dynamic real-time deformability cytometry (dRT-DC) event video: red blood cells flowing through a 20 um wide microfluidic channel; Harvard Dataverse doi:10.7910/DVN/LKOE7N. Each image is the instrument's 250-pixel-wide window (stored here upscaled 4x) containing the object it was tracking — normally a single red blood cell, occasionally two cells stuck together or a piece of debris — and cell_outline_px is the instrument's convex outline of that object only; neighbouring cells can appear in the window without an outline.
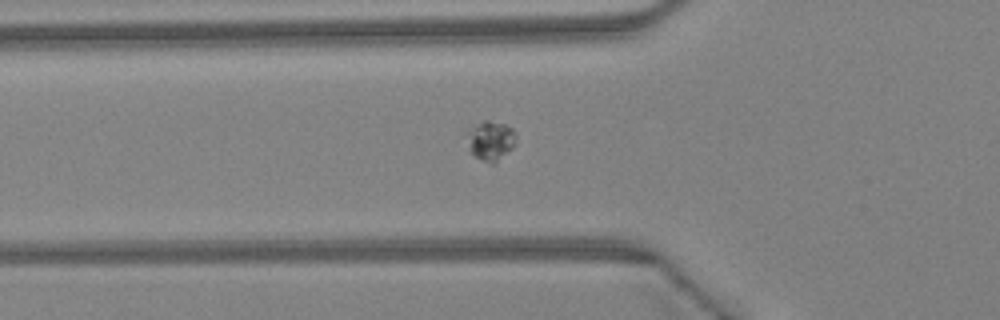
{"species": "Egyptian fruit bat (a non-hibernating species)", "species_latin": "Rousettus aegyptiacus", "temperature_condition": "warm", "stored_images_in_passage": 28, "camera_frame_rate_fps": 3000, "um_per_image_px": 0.085, "animal": {"sex": "female"}, "frame": {"image": 1, "passage_image": 2, "time_ms": 0.333, "image_size_px": [1000, 320], "cell_outline_px": [[516, 144], [512, 148], [492, 164], [476, 156], [472, 152], [464, 132], [468, 128], [484, 120], [488, 120], [504, 124], [512, 128], [516, 132]], "centroid_in_image_um": [41.7, 11.9], "position_along_channel_um": 84.1, "area_um2": 11.21}}
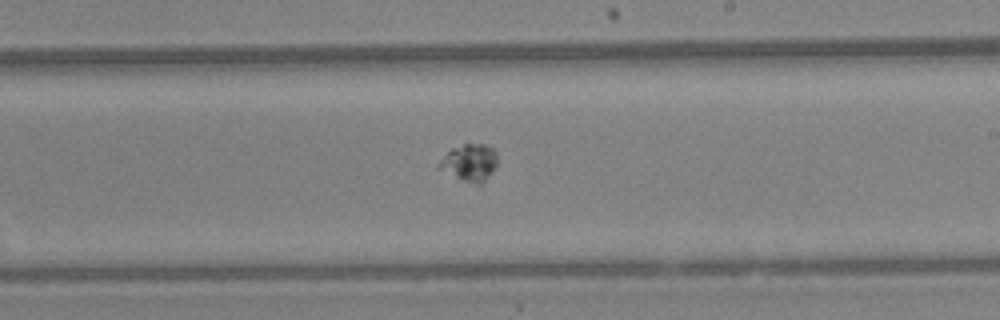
{"frame": {"image": 2, "passage_image": 13, "time_ms": 4.0, "image_size_px": [1000, 320], "cell_outline_px": [[496, 164], [492, 172], [484, 184], [476, 184], [464, 180], [436, 168], [436, 164], [452, 148], [464, 144], [484, 144], [492, 148], [496, 152]], "centroid_in_image_um": [39.91, 13.83], "position_along_channel_um": 249.1, "area_um2": 12.48}}
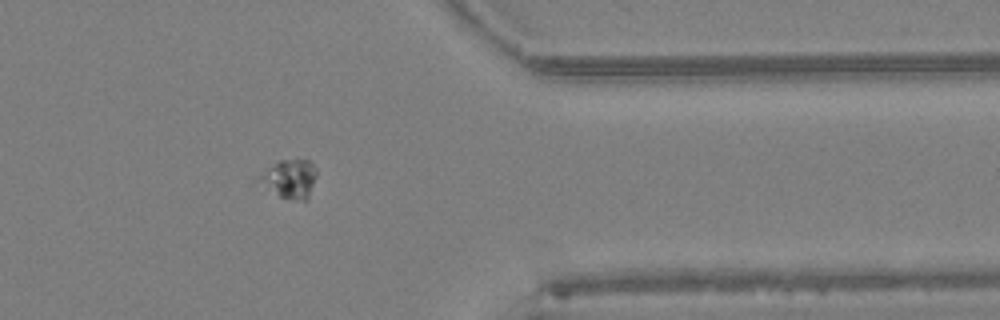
{"frame": {"image": 3, "passage_image": 23, "time_ms": 7.333, "image_size_px": [1000, 320], "cell_outline_px": [[316, 176], [308, 200], [300, 200], [280, 196], [256, 180], [268, 168], [280, 160], [312, 160], [316, 168]], "centroid_in_image_um": [24.68, 15.18], "position_along_channel_um": 386.7, "area_um2": 12.6}}